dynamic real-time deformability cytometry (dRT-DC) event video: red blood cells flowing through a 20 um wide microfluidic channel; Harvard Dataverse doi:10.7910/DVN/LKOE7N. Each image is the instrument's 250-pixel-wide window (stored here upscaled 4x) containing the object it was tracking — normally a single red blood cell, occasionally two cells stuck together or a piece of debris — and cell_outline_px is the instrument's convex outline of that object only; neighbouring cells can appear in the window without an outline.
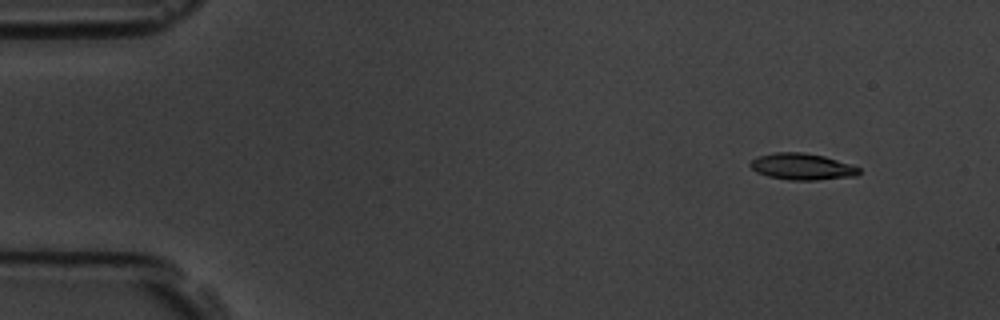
{"species": "common noctule bat (a hibernating species)", "species_latin": "Nyctalus noctula", "temperature_condition": "room temperature", "stored_images_in_passage": 6, "camera_frame_rate_fps": 3000, "um_per_image_px": 0.085, "animal": {"sex": "male", "body_mass_g": 19.5, "forearm_length_mm": 54.6}, "frame": {"image": 1, "passage_image": 2, "time_ms": 1.0, "image_size_px": [1000, 320], "cell_outline_px": [[860, 172], [856, 176], [816, 180], [788, 180], [768, 176], [756, 172], [748, 164], [752, 160], [760, 156], [772, 152], [804, 152], [824, 156], [852, 164], [860, 168]], "centroid_in_image_um": [68.19, 14.16], "position_along_channel_um": 16.8, "area_um2": 16.88}}
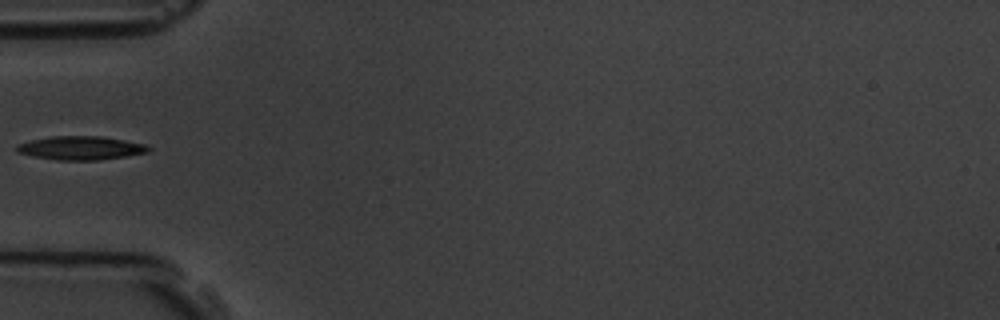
{"frame": {"image": 2, "passage_image": 5, "time_ms": 5.333, "image_size_px": [1000, 320], "cell_outline_px": [[152, 148], [148, 152], [100, 160], [56, 160], [32, 156], [16, 152], [16, 144], [32, 140], [52, 136], [100, 136], [124, 140], [144, 144]], "centroid_in_image_um": [6.83, 12.58], "position_along_channel_um": 78.2, "area_um2": 18.09}}
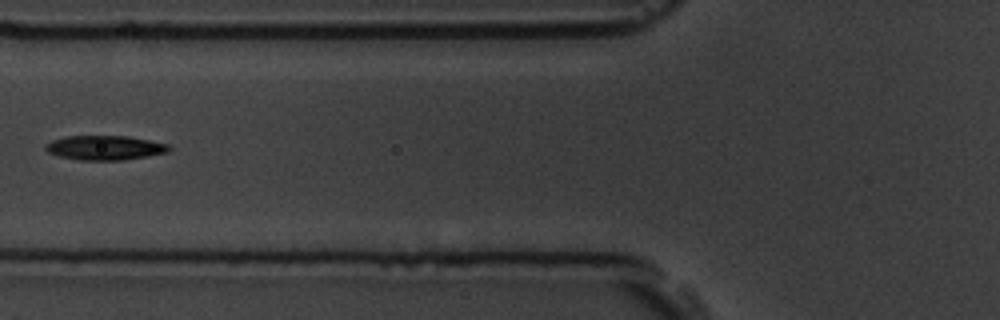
{"frame": {"image": 3, "passage_image": 6, "time_ms": 6.333, "image_size_px": [1000, 320], "cell_outline_px": [[172, 148], [168, 152], [148, 156], [124, 160], [80, 160], [60, 156], [48, 152], [44, 148], [44, 144], [52, 140], [64, 136], [128, 136], [168, 144]], "centroid_in_image_um": [8.91, 12.55], "position_along_channel_um": 116.9, "area_um2": 17.63}}